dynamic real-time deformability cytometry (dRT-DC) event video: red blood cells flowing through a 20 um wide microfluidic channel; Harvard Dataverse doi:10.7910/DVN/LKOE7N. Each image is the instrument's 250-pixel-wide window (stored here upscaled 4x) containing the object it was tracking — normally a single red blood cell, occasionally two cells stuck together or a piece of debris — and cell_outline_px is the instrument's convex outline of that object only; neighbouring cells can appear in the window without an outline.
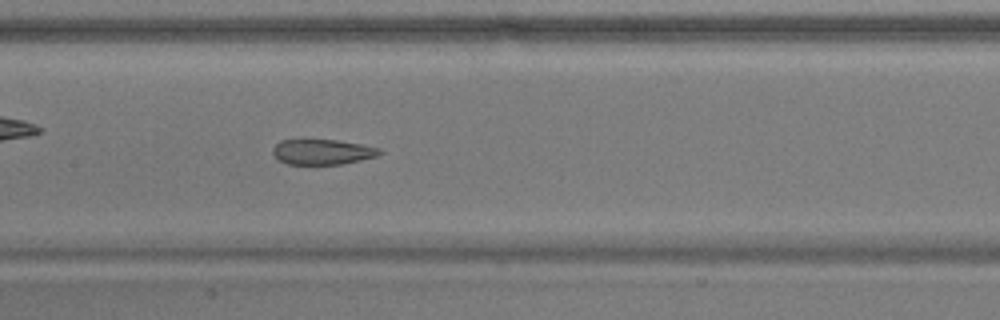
{"species": "common noctule bat (a hibernating species)", "species_latin": "Nyctalus noctula", "temperature_condition": "warm", "stored_images_in_passage": 49, "camera_frame_rate_fps": 3000, "um_per_image_px": 0.085, "animal": {"sex": "male", "body_mass_g": 17.9}, "frame": {"image": 1, "passage_image": 20, "time_ms": 6.333, "image_size_px": [1000, 320], "cell_outline_px": [[384, 152], [376, 156], [360, 160], [340, 164], [288, 164], [280, 160], [272, 152], [272, 148], [280, 140], [336, 140], [360, 144], [380, 148]], "centroid_in_image_um": [27.41, 12.91], "position_along_channel_um": 180.0, "area_um2": 15.55}}
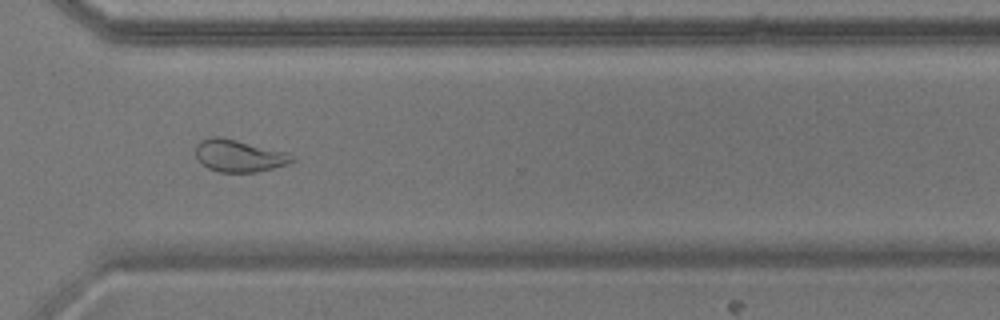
{"frame": {"image": 2, "passage_image": 34, "time_ms": 11.0, "image_size_px": [1000, 320], "cell_outline_px": [[296, 160], [288, 164], [256, 172], [220, 172], [208, 168], [196, 156], [196, 144], [200, 140], [208, 136], [220, 136], [284, 152], [296, 156]], "centroid_in_image_um": [20.3, 13.23], "position_along_channel_um": 350.3, "area_um2": 17.92}}
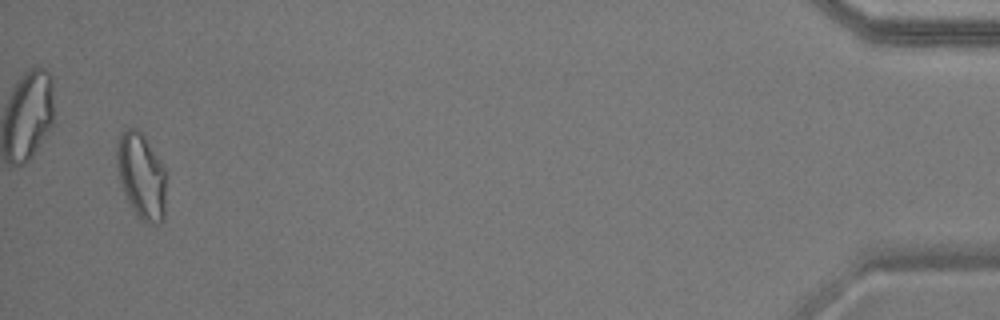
{"frame": {"image": 3, "passage_image": 47, "time_ms": 15.333, "image_size_px": [1000, 320], "cell_outline_px": [[164, 220], [160, 224], [148, 224], [136, 216], [124, 192], [120, 180], [116, 156], [116, 152], [120, 132], [128, 128], [136, 128], [144, 136], [164, 168]], "centroid_in_image_um": [12.0, 14.98], "position_along_channel_um": 423.2, "area_um2": 24.22}, "authors_computed_cell_mechanics": {"area_um2": 19.7676, "velocity_mm_per_s": 3.6548, "shape_relaxation_time_tau1_ms": null, "shape_relaxation_time_tau2_ms": 1.6143, "deformation_change_tau1": null, "deformation_change_tau2": 0.0795}}